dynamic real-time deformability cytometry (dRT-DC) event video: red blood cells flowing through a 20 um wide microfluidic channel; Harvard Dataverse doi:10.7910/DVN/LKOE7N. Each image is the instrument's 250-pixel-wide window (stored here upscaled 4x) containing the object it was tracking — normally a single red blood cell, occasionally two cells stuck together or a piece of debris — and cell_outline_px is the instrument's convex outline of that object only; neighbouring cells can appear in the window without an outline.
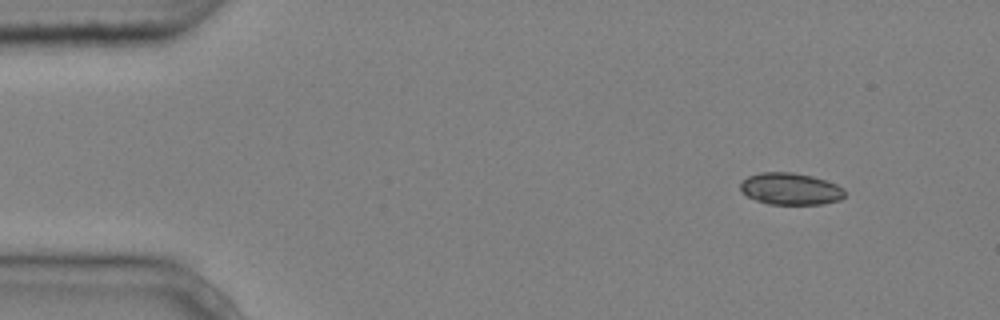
{"species": "common noctule bat (a hibernating species)", "species_latin": "Nyctalus noctula", "temperature_condition": "cold", "stored_images_in_passage": 7, "camera_frame_rate_fps": 3000, "um_per_image_px": 0.085, "animal": {"sex": "male", "body_mass_g": 20.4}, "frame": {"image": 1, "passage_image": 1, "time_ms": 0.0, "image_size_px": [1000, 320], "cell_outline_px": [[844, 196], [840, 200], [820, 204], [768, 204], [756, 200], [748, 196], [740, 188], [740, 180], [748, 176], [760, 172], [792, 172], [812, 176], [836, 184], [844, 188]], "centroid_in_image_um": [67.17, 16.04], "position_along_channel_um": 17.8, "area_um2": 19.36}}
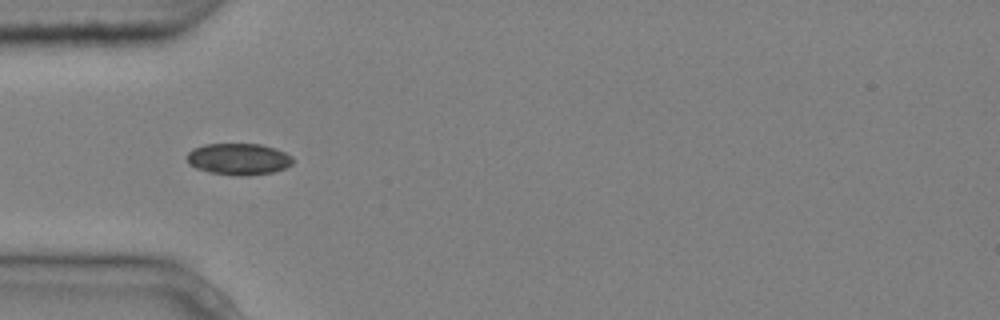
{"frame": {"image": 2, "passage_image": 4, "time_ms": 1.0, "image_size_px": [1000, 320], "cell_outline_px": [[292, 164], [284, 168], [272, 172], [248, 176], [236, 176], [208, 172], [196, 168], [188, 164], [188, 152], [192, 148], [204, 144], [260, 144], [276, 148], [292, 156]], "centroid_in_image_um": [20.26, 13.52], "position_along_channel_um": 64.7, "area_um2": 19.59}}
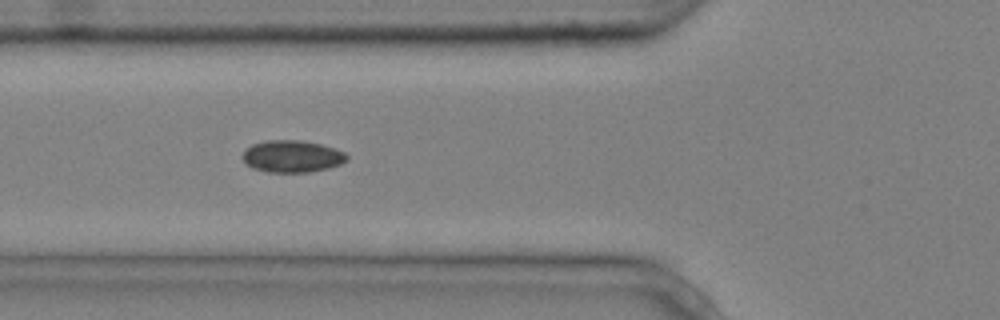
{"frame": {"image": 3, "passage_image": 5, "time_ms": 1.333, "image_size_px": [1000, 320], "cell_outline_px": [[348, 160], [340, 164], [328, 168], [308, 172], [268, 172], [252, 168], [240, 156], [252, 144], [268, 140], [304, 140], [336, 148], [344, 152], [348, 156]], "centroid_in_image_um": [24.85, 13.28], "position_along_channel_um": 101.0, "area_um2": 19.48}}